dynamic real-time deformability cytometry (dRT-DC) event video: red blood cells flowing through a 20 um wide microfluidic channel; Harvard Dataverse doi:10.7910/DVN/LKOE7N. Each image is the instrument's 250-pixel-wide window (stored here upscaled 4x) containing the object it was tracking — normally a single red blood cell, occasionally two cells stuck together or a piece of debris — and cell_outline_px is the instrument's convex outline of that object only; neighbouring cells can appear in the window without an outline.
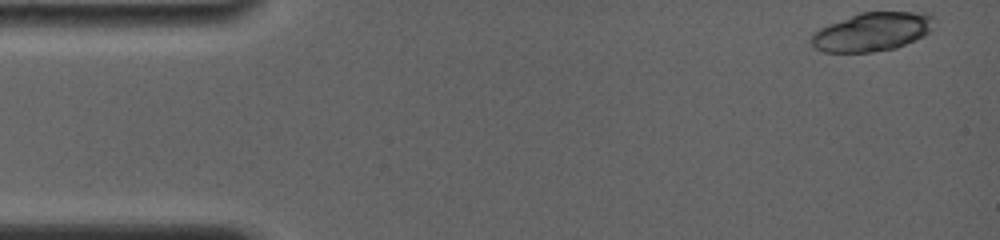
{"species": "common noctule bat (a hibernating species)", "species_latin": "Nyctalus noctula", "temperature_condition": "room temperature", "stored_images_in_passage": 9, "camera_frame_rate_fps": 4000, "um_per_image_px": 0.085, "animal": {"sex": "female", "body_mass_g": 19.0, "forearm_length_mm": 56.7}, "frame": {"image": 1, "passage_image": 1, "time_ms": 0.0, "image_size_px": [1000, 240], "cell_outline_px": [[936, 20], [932, 28], [924, 36], [896, 48], [872, 52], [824, 52], [816, 48], [812, 44], [812, 32], [828, 24], [860, 12], [932, 12], [936, 16]], "centroid_in_image_um": [74.19, 2.68], "position_along_channel_um": 10.8, "area_um2": 27.92}}
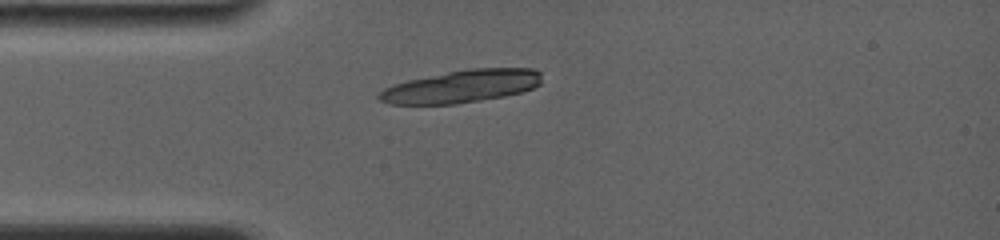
{"frame": {"image": 2, "passage_image": 9, "time_ms": 3.5, "image_size_px": [1000, 240], "cell_outline_px": [[540, 84], [532, 88], [520, 92], [504, 96], [456, 104], [388, 104], [380, 100], [376, 96], [384, 88], [392, 84], [408, 80], [468, 68], [532, 68], [540, 72]], "centroid_in_image_um": [39.2, 7.34], "position_along_channel_um": 45.8, "area_um2": 30.81}}